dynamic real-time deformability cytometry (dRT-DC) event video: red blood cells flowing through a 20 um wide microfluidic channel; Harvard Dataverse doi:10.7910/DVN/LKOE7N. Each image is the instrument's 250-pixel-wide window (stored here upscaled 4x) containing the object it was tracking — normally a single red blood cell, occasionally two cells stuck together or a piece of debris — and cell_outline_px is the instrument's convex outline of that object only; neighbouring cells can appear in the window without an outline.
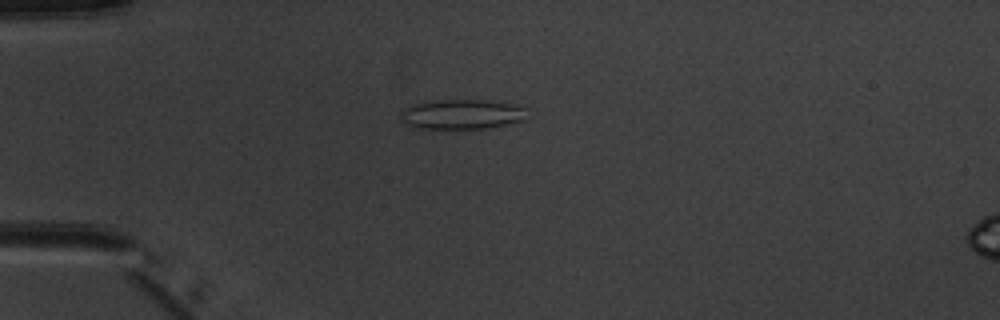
{"species": "common noctule bat (a hibernating species)", "species_latin": "Nyctalus noctula", "temperature_condition": "warm", "stored_images_in_passage": 4, "camera_frame_rate_fps": 3000, "um_per_image_px": 0.085, "animal": {"sex": "male", "body_mass_g": 20.1, "forearm_length_mm": 53.5}, "frame": {"image": 1, "passage_image": 3, "time_ms": 2.667, "image_size_px": [1000, 320], "cell_outline_px": [[528, 108], [524, 120], [484, 128], [420, 128], [408, 124], [400, 120], [400, 112], [408, 104], [424, 100], [484, 100], [508, 104]], "centroid_in_image_um": [39.17, 9.69], "position_along_channel_um": 45.8, "area_um2": 21.91}}